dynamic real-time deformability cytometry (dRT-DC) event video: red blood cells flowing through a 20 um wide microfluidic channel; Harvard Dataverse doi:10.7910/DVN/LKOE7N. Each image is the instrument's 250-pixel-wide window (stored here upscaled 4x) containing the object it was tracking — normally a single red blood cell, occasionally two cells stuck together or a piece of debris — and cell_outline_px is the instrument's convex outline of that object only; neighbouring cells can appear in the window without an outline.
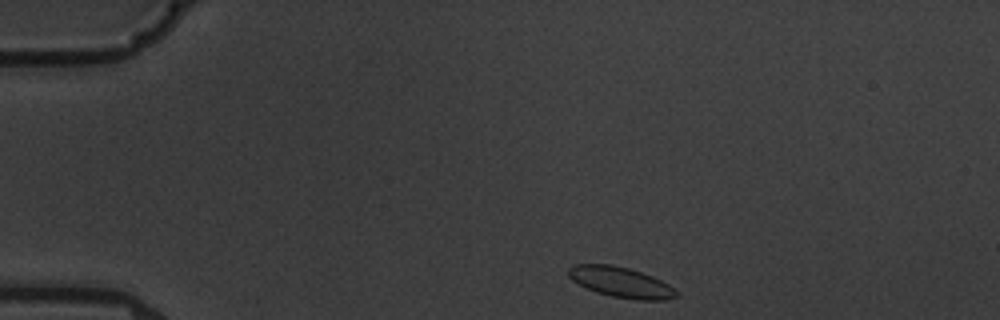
{"species": "common noctule bat (a hibernating species)", "species_latin": "Nyctalus noctula", "temperature_condition": "warm", "stored_images_in_passage": 4, "camera_frame_rate_fps": 3000, "um_per_image_px": 0.085, "animal": {"sex": "male", "body_mass_g": 19.5, "forearm_length_mm": 54.6}, "frame": {"image": 1, "passage_image": 1, "time_ms": 0.0, "image_size_px": [1000, 320], "cell_outline_px": [[680, 296], [668, 300], [636, 300], [612, 296], [596, 292], [572, 280], [568, 276], [568, 268], [572, 264], [612, 264], [628, 268], [652, 276], [668, 284], [680, 292]], "centroid_in_image_um": [52.81, 23.99], "position_along_channel_um": 32.2, "area_um2": 19.25}}
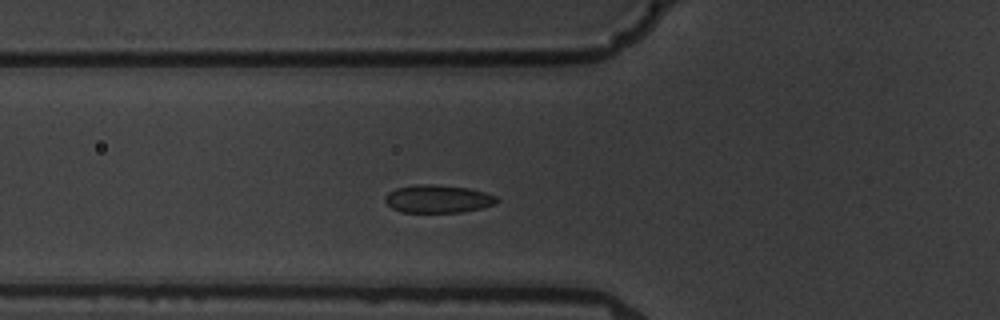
{"frame": {"image": 2, "passage_image": 4, "time_ms": 3.333, "image_size_px": [1000, 320], "cell_outline_px": [[500, 200], [496, 204], [480, 208], [460, 212], [400, 212], [392, 208], [384, 200], [384, 196], [388, 192], [396, 188], [412, 184], [432, 184], [468, 188], [484, 192], [496, 196]], "centroid_in_image_um": [37.2, 16.9], "position_along_channel_um": 88.6, "area_um2": 18.26}}